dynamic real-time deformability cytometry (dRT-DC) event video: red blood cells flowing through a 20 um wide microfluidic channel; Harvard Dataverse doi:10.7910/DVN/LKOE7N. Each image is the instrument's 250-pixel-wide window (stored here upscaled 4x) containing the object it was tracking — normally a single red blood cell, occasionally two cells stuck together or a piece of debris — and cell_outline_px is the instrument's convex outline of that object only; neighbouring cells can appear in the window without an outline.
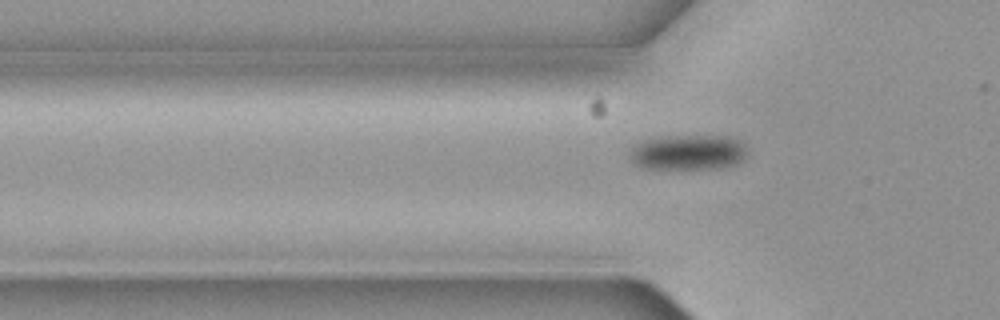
{"species": "common noctule bat (a hibernating species)", "species_latin": "Nyctalus noctula", "temperature_condition": "cold", "stored_images_in_passage": 5, "segment_of_instrument_passage": [2, 2], "camera_frame_rate_fps": 3000, "um_per_image_px": 0.085, "animal": {"sex": "female", "body_mass_g": 19.3, "forearm_length_mm": 54.1}, "frame": {"image": 1, "passage_image": 5, "time_ms": 1.333, "image_size_px": [1000, 320], "cell_outline_px": [[744, 160], [736, 164], [720, 168], [644, 168], [632, 164], [628, 160], [628, 152], [640, 140], [660, 136], [728, 136], [740, 140], [744, 144]], "centroid_in_image_um": [58.41, 12.94], "position_along_channel_um": 67.4, "area_um2": 24.39}}